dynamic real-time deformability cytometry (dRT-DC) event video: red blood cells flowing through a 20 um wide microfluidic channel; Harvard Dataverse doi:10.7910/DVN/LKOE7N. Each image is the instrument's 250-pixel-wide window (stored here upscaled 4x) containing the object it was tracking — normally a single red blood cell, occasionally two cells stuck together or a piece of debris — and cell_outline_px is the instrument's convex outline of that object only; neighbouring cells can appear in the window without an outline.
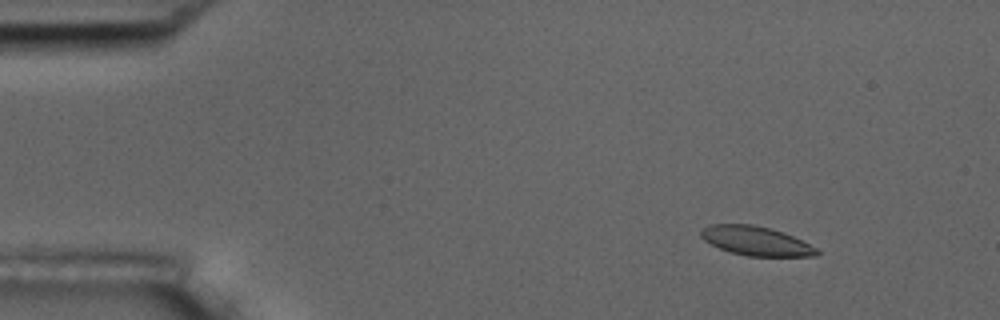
{"species": "common noctule bat (a hibernating species)", "species_latin": "Nyctalus noctula", "temperature_condition": "room temperature", "stored_images_in_passage": 5, "camera_frame_rate_fps": 3000, "um_per_image_px": 0.085, "animal": {"sex": "male", "body_mass_g": 17.5, "forearm_length_mm": 52.3}, "frame": {"image": 1, "passage_image": 2, "time_ms": 0.333, "image_size_px": [1000, 320], "cell_outline_px": [[820, 252], [816, 256], [748, 256], [732, 252], [720, 248], [704, 240], [700, 236], [700, 232], [708, 224], [752, 224], [784, 232], [816, 248]], "centroid_in_image_um": [64.24, 20.47], "position_along_channel_um": 20.8, "area_um2": 19.42}}
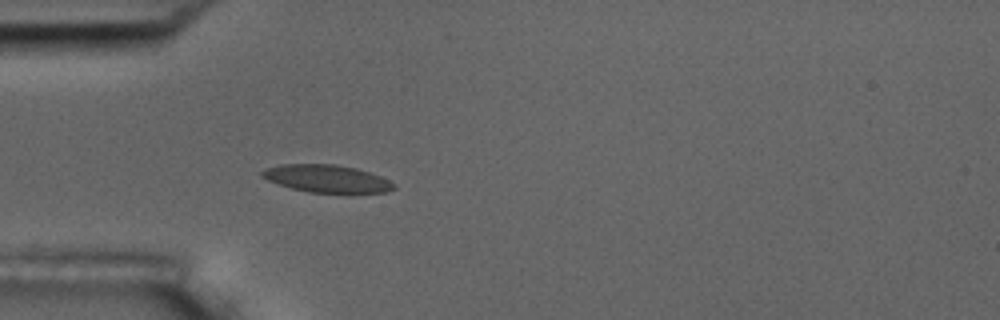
{"frame": {"image": 2, "passage_image": 5, "time_ms": 1.333, "image_size_px": [1000, 320], "cell_outline_px": [[396, 188], [384, 192], [308, 192], [292, 188], [268, 180], [260, 176], [260, 172], [268, 168], [280, 164], [336, 164], [356, 168], [380, 176], [396, 184]], "centroid_in_image_um": [27.77, 15.17], "position_along_channel_um": 57.2, "area_um2": 20.87}}